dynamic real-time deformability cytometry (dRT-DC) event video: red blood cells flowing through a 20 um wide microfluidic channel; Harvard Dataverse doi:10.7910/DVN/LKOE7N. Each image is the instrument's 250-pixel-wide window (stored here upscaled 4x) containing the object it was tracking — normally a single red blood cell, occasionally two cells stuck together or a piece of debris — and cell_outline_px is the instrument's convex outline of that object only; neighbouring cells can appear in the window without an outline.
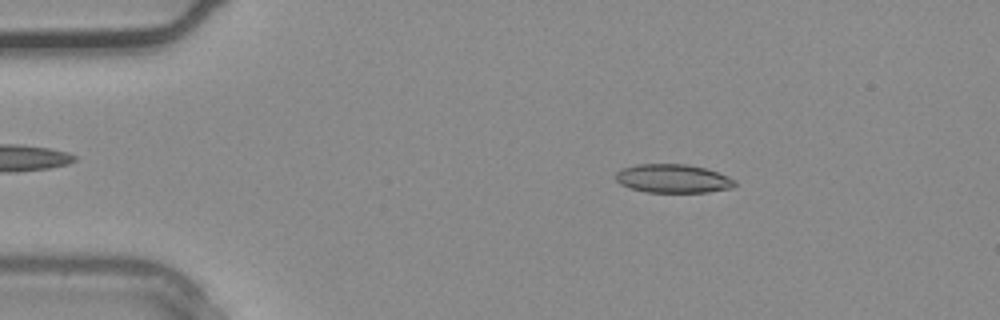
{"species": "common noctule bat (a hibernating species)", "species_latin": "Nyctalus noctula", "temperature_condition": "warm", "stored_images_in_passage": 36, "camera_frame_rate_fps": 3000, "um_per_image_px": 0.085, "animal": {"sex": "male", "body_mass_g": 20.4}, "frame": {"image": 1, "passage_image": 6, "time_ms": 1.667, "image_size_px": [1000, 320], "cell_outline_px": [[736, 184], [732, 188], [708, 192], [648, 192], [628, 188], [620, 184], [616, 180], [616, 172], [624, 168], [636, 164], [684, 164], [704, 168], [728, 176], [736, 180]], "centroid_in_image_um": [57.2, 15.18], "position_along_channel_um": 27.8, "area_um2": 19.83}}
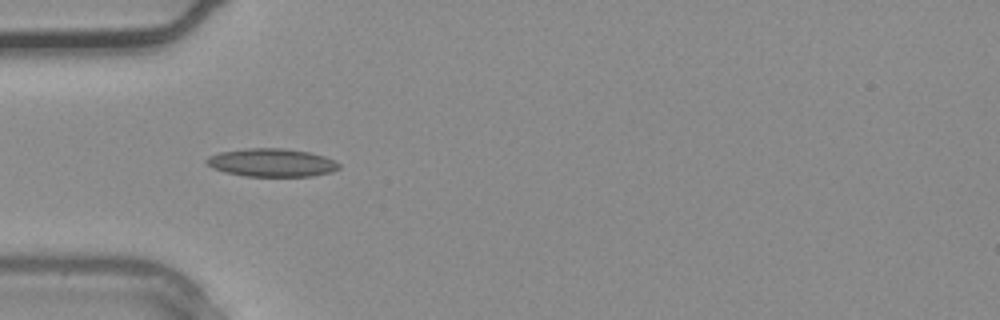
{"frame": {"image": 2, "passage_image": 11, "time_ms": 3.333, "image_size_px": [1000, 320], "cell_outline_px": [[340, 168], [332, 172], [312, 176], [244, 176], [224, 172], [212, 168], [204, 160], [208, 156], [220, 152], [244, 148], [284, 148], [308, 152], [324, 156], [336, 160], [340, 164]], "centroid_in_image_um": [23.1, 13.82], "position_along_channel_um": 61.9, "area_um2": 21.91}}
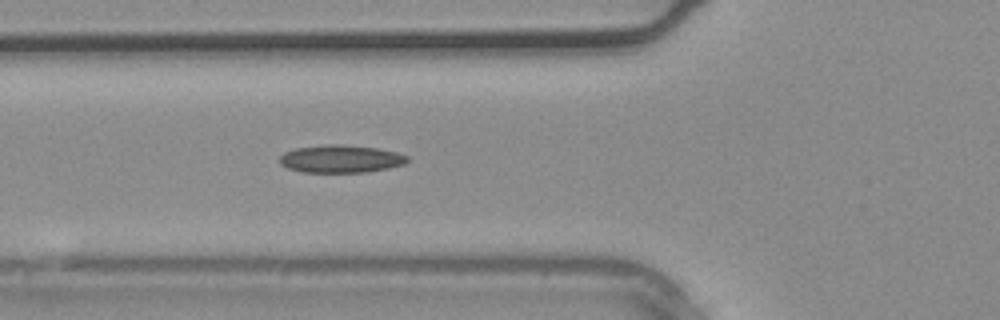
{"frame": {"image": 3, "passage_image": 13, "time_ms": 4.0, "image_size_px": [1000, 320], "cell_outline_px": [[408, 160], [404, 164], [388, 168], [364, 172], [300, 172], [288, 168], [280, 164], [280, 156], [284, 152], [296, 148], [324, 144], [340, 144], [376, 148], [396, 152], [408, 156]], "centroid_in_image_um": [28.94, 13.5], "position_along_channel_um": 96.9, "area_um2": 20.58}}